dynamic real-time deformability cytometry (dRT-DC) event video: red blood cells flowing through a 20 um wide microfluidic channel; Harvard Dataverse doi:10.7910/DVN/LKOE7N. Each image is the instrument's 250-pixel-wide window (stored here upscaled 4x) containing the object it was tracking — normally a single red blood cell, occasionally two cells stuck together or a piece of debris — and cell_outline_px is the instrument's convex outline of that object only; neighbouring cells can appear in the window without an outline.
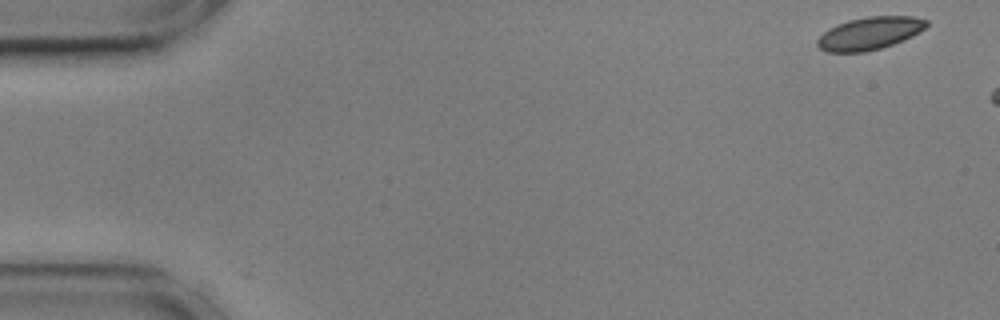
{"species": "common noctule bat (a hibernating species)", "species_latin": "Nyctalus noctula", "temperature_condition": "cold", "stored_images_in_passage": 7, "camera_frame_rate_fps": 3000, "um_per_image_px": 0.085, "animal": {"sex": "male", "body_mass_g": 17.9, "forearm_length_mm": 54.2}, "frame": {"image": 1, "passage_image": 1, "time_ms": 0.0, "image_size_px": [1000, 320], "cell_outline_px": [[928, 24], [924, 28], [912, 36], [904, 40], [880, 48], [864, 52], [828, 52], [820, 48], [816, 44], [816, 40], [828, 28], [836, 24], [848, 20], [868, 16], [912, 16], [928, 20]], "centroid_in_image_um": [73.9, 2.82], "position_along_channel_um": 11.1, "area_um2": 20.75}}